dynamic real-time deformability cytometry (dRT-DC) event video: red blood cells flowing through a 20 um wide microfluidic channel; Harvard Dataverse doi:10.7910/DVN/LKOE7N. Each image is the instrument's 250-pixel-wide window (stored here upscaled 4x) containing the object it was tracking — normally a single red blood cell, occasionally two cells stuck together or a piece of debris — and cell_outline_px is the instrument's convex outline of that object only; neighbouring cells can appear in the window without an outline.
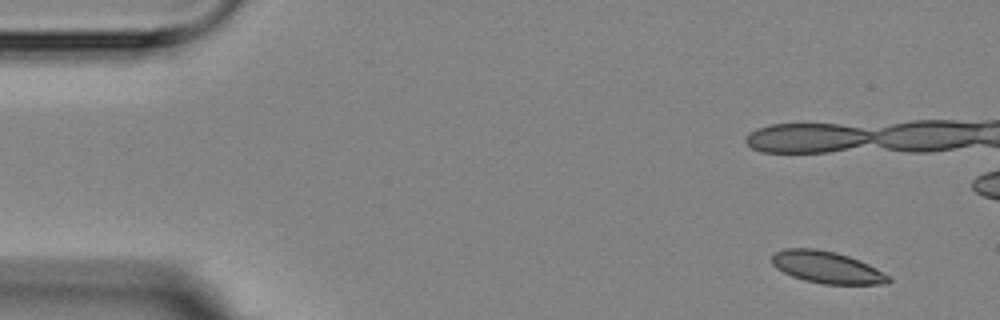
{"species": "Egyptian fruit bat (a non-hibernating species)", "species_latin": "Rousettus aegyptiacus", "temperature_condition": "room temperature", "stored_images_in_passage": 6, "camera_frame_rate_fps": 3000, "um_per_image_px": 0.085, "animal": {"sex": "female"}, "frame": {"image": 1, "passage_image": 1, "time_ms": 0.0, "image_size_px": [1000, 320], "cell_outline_px": [[892, 280], [888, 284], [824, 284], [804, 280], [792, 276], [776, 268], [772, 264], [772, 256], [776, 252], [784, 248], [816, 248], [836, 252], [860, 260], [876, 268], [888, 276]], "centroid_in_image_um": [70.28, 22.72], "position_along_channel_um": 14.7, "area_um2": 21.68}}